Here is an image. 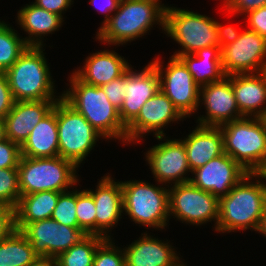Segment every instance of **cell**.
I'll use <instances>...</instances> for the list:
<instances>
[{
  "mask_svg": "<svg viewBox=\"0 0 266 266\" xmlns=\"http://www.w3.org/2000/svg\"><path fill=\"white\" fill-rule=\"evenodd\" d=\"M266 5V0H226L224 8L230 14L248 13Z\"/></svg>",
  "mask_w": 266,
  "mask_h": 266,
  "instance_id": "74e56055",
  "label": "cell"
},
{
  "mask_svg": "<svg viewBox=\"0 0 266 266\" xmlns=\"http://www.w3.org/2000/svg\"><path fill=\"white\" fill-rule=\"evenodd\" d=\"M15 230L14 208L0 204V241Z\"/></svg>",
  "mask_w": 266,
  "mask_h": 266,
  "instance_id": "60d3db41",
  "label": "cell"
},
{
  "mask_svg": "<svg viewBox=\"0 0 266 266\" xmlns=\"http://www.w3.org/2000/svg\"><path fill=\"white\" fill-rule=\"evenodd\" d=\"M21 158V148L8 138L0 142V169L17 168Z\"/></svg>",
  "mask_w": 266,
  "mask_h": 266,
  "instance_id": "d590c367",
  "label": "cell"
},
{
  "mask_svg": "<svg viewBox=\"0 0 266 266\" xmlns=\"http://www.w3.org/2000/svg\"><path fill=\"white\" fill-rule=\"evenodd\" d=\"M106 238L99 235H87L79 243L60 253L56 258V266H93L97 247Z\"/></svg>",
  "mask_w": 266,
  "mask_h": 266,
  "instance_id": "f546056e",
  "label": "cell"
},
{
  "mask_svg": "<svg viewBox=\"0 0 266 266\" xmlns=\"http://www.w3.org/2000/svg\"><path fill=\"white\" fill-rule=\"evenodd\" d=\"M83 69L73 74L85 84L102 86L121 77L129 68L128 62L115 51L103 50L86 58Z\"/></svg>",
  "mask_w": 266,
  "mask_h": 266,
  "instance_id": "7402d4cb",
  "label": "cell"
},
{
  "mask_svg": "<svg viewBox=\"0 0 266 266\" xmlns=\"http://www.w3.org/2000/svg\"><path fill=\"white\" fill-rule=\"evenodd\" d=\"M57 101H15L3 119L6 138L21 147L36 124L53 109Z\"/></svg>",
  "mask_w": 266,
  "mask_h": 266,
  "instance_id": "d6986e66",
  "label": "cell"
},
{
  "mask_svg": "<svg viewBox=\"0 0 266 266\" xmlns=\"http://www.w3.org/2000/svg\"><path fill=\"white\" fill-rule=\"evenodd\" d=\"M20 196L18 169H0V204L15 209Z\"/></svg>",
  "mask_w": 266,
  "mask_h": 266,
  "instance_id": "d6a6232c",
  "label": "cell"
},
{
  "mask_svg": "<svg viewBox=\"0 0 266 266\" xmlns=\"http://www.w3.org/2000/svg\"><path fill=\"white\" fill-rule=\"evenodd\" d=\"M200 96L207 115L198 117V125L220 127L225 123L243 118L228 76L221 81L200 87Z\"/></svg>",
  "mask_w": 266,
  "mask_h": 266,
  "instance_id": "e0dca14e",
  "label": "cell"
},
{
  "mask_svg": "<svg viewBox=\"0 0 266 266\" xmlns=\"http://www.w3.org/2000/svg\"><path fill=\"white\" fill-rule=\"evenodd\" d=\"M101 87L111 104L120 110L126 96L124 91V74Z\"/></svg>",
  "mask_w": 266,
  "mask_h": 266,
  "instance_id": "8d00e7d4",
  "label": "cell"
},
{
  "mask_svg": "<svg viewBox=\"0 0 266 266\" xmlns=\"http://www.w3.org/2000/svg\"><path fill=\"white\" fill-rule=\"evenodd\" d=\"M38 259L31 243L18 230L0 241V266H29Z\"/></svg>",
  "mask_w": 266,
  "mask_h": 266,
  "instance_id": "f1b7e54d",
  "label": "cell"
},
{
  "mask_svg": "<svg viewBox=\"0 0 266 266\" xmlns=\"http://www.w3.org/2000/svg\"><path fill=\"white\" fill-rule=\"evenodd\" d=\"M15 31L0 21V71L9 69L28 47Z\"/></svg>",
  "mask_w": 266,
  "mask_h": 266,
  "instance_id": "4dcf8cb0",
  "label": "cell"
},
{
  "mask_svg": "<svg viewBox=\"0 0 266 266\" xmlns=\"http://www.w3.org/2000/svg\"><path fill=\"white\" fill-rule=\"evenodd\" d=\"M51 218L59 224L78 227L76 216V190L62 192L57 200Z\"/></svg>",
  "mask_w": 266,
  "mask_h": 266,
  "instance_id": "836d02e7",
  "label": "cell"
},
{
  "mask_svg": "<svg viewBox=\"0 0 266 266\" xmlns=\"http://www.w3.org/2000/svg\"><path fill=\"white\" fill-rule=\"evenodd\" d=\"M258 233H262L263 235L266 236V207H265V211L262 216V221H261Z\"/></svg>",
  "mask_w": 266,
  "mask_h": 266,
  "instance_id": "bcb514c9",
  "label": "cell"
},
{
  "mask_svg": "<svg viewBox=\"0 0 266 266\" xmlns=\"http://www.w3.org/2000/svg\"><path fill=\"white\" fill-rule=\"evenodd\" d=\"M94 191L87 190L94 198L96 209V235L111 238L107 229L118 223L123 213L121 182H115L111 176L102 177Z\"/></svg>",
  "mask_w": 266,
  "mask_h": 266,
  "instance_id": "ffe728a7",
  "label": "cell"
},
{
  "mask_svg": "<svg viewBox=\"0 0 266 266\" xmlns=\"http://www.w3.org/2000/svg\"><path fill=\"white\" fill-rule=\"evenodd\" d=\"M191 173L195 174L189 180L192 185L220 199L249 172L224 152Z\"/></svg>",
  "mask_w": 266,
  "mask_h": 266,
  "instance_id": "9a60e30c",
  "label": "cell"
},
{
  "mask_svg": "<svg viewBox=\"0 0 266 266\" xmlns=\"http://www.w3.org/2000/svg\"><path fill=\"white\" fill-rule=\"evenodd\" d=\"M169 215L192 225H202L219 219L220 199L190 182L173 185L168 189Z\"/></svg>",
  "mask_w": 266,
  "mask_h": 266,
  "instance_id": "30bf717a",
  "label": "cell"
},
{
  "mask_svg": "<svg viewBox=\"0 0 266 266\" xmlns=\"http://www.w3.org/2000/svg\"><path fill=\"white\" fill-rule=\"evenodd\" d=\"M76 216L79 229L87 235H96L95 203L93 196L87 190H76Z\"/></svg>",
  "mask_w": 266,
  "mask_h": 266,
  "instance_id": "1f68e13d",
  "label": "cell"
},
{
  "mask_svg": "<svg viewBox=\"0 0 266 266\" xmlns=\"http://www.w3.org/2000/svg\"><path fill=\"white\" fill-rule=\"evenodd\" d=\"M42 46H28L5 71L15 101L59 100L54 98V83Z\"/></svg>",
  "mask_w": 266,
  "mask_h": 266,
  "instance_id": "5b68a950",
  "label": "cell"
},
{
  "mask_svg": "<svg viewBox=\"0 0 266 266\" xmlns=\"http://www.w3.org/2000/svg\"><path fill=\"white\" fill-rule=\"evenodd\" d=\"M164 31L183 48L173 54L174 57L219 45L216 21L193 11L166 7Z\"/></svg>",
  "mask_w": 266,
  "mask_h": 266,
  "instance_id": "52a82bcc",
  "label": "cell"
},
{
  "mask_svg": "<svg viewBox=\"0 0 266 266\" xmlns=\"http://www.w3.org/2000/svg\"><path fill=\"white\" fill-rule=\"evenodd\" d=\"M181 261L179 260L177 263H175L173 266H187V265H185L183 262H181Z\"/></svg>",
  "mask_w": 266,
  "mask_h": 266,
  "instance_id": "c3c4849f",
  "label": "cell"
},
{
  "mask_svg": "<svg viewBox=\"0 0 266 266\" xmlns=\"http://www.w3.org/2000/svg\"><path fill=\"white\" fill-rule=\"evenodd\" d=\"M159 89V74L151 62L141 72L135 73L130 67L124 73L126 96L119 110V117L126 127L137 117L145 102Z\"/></svg>",
  "mask_w": 266,
  "mask_h": 266,
  "instance_id": "ac0fdd59",
  "label": "cell"
},
{
  "mask_svg": "<svg viewBox=\"0 0 266 266\" xmlns=\"http://www.w3.org/2000/svg\"><path fill=\"white\" fill-rule=\"evenodd\" d=\"M121 186L123 212L133 222L156 229L167 225L170 218L168 189L135 180L121 182Z\"/></svg>",
  "mask_w": 266,
  "mask_h": 266,
  "instance_id": "ba28073f",
  "label": "cell"
},
{
  "mask_svg": "<svg viewBox=\"0 0 266 266\" xmlns=\"http://www.w3.org/2000/svg\"><path fill=\"white\" fill-rule=\"evenodd\" d=\"M97 0H91L90 3L92 4H97L96 2ZM105 3L104 5L99 6L98 10L102 11V12H107V14H105V21L103 22L102 26L110 19L111 15L109 14L110 12L112 13L113 11L115 12L118 9L120 0H104ZM102 3V2H101ZM98 6V4H97ZM96 7V6H95Z\"/></svg>",
  "mask_w": 266,
  "mask_h": 266,
  "instance_id": "ee69618b",
  "label": "cell"
},
{
  "mask_svg": "<svg viewBox=\"0 0 266 266\" xmlns=\"http://www.w3.org/2000/svg\"><path fill=\"white\" fill-rule=\"evenodd\" d=\"M221 63L226 76L262 72L266 65V39L244 30L235 42L221 48Z\"/></svg>",
  "mask_w": 266,
  "mask_h": 266,
  "instance_id": "4fadbf2b",
  "label": "cell"
},
{
  "mask_svg": "<svg viewBox=\"0 0 266 266\" xmlns=\"http://www.w3.org/2000/svg\"><path fill=\"white\" fill-rule=\"evenodd\" d=\"M179 58L199 87L221 81L226 76L222 68L219 45L200 49L194 54L181 55Z\"/></svg>",
  "mask_w": 266,
  "mask_h": 266,
  "instance_id": "4316f807",
  "label": "cell"
},
{
  "mask_svg": "<svg viewBox=\"0 0 266 266\" xmlns=\"http://www.w3.org/2000/svg\"><path fill=\"white\" fill-rule=\"evenodd\" d=\"M14 103L15 100L10 90L7 76L5 72L0 71V119L5 118L13 108Z\"/></svg>",
  "mask_w": 266,
  "mask_h": 266,
  "instance_id": "f35d334b",
  "label": "cell"
},
{
  "mask_svg": "<svg viewBox=\"0 0 266 266\" xmlns=\"http://www.w3.org/2000/svg\"><path fill=\"white\" fill-rule=\"evenodd\" d=\"M93 266H126L124 250L115 248L111 238H106L97 247Z\"/></svg>",
  "mask_w": 266,
  "mask_h": 266,
  "instance_id": "e575fe53",
  "label": "cell"
},
{
  "mask_svg": "<svg viewBox=\"0 0 266 266\" xmlns=\"http://www.w3.org/2000/svg\"><path fill=\"white\" fill-rule=\"evenodd\" d=\"M59 156L77 168L102 135L62 98L56 102Z\"/></svg>",
  "mask_w": 266,
  "mask_h": 266,
  "instance_id": "9c48e42d",
  "label": "cell"
},
{
  "mask_svg": "<svg viewBox=\"0 0 266 266\" xmlns=\"http://www.w3.org/2000/svg\"><path fill=\"white\" fill-rule=\"evenodd\" d=\"M159 1L120 0L114 15L98 29L96 39L119 46L144 36L156 22L164 30L166 6Z\"/></svg>",
  "mask_w": 266,
  "mask_h": 266,
  "instance_id": "7a4b0ae2",
  "label": "cell"
},
{
  "mask_svg": "<svg viewBox=\"0 0 266 266\" xmlns=\"http://www.w3.org/2000/svg\"><path fill=\"white\" fill-rule=\"evenodd\" d=\"M146 154L152 174L160 184H170V181H174V185L189 182L190 178L184 175L191 172V169L184 143L180 139H167L153 146Z\"/></svg>",
  "mask_w": 266,
  "mask_h": 266,
  "instance_id": "2e32d148",
  "label": "cell"
},
{
  "mask_svg": "<svg viewBox=\"0 0 266 266\" xmlns=\"http://www.w3.org/2000/svg\"><path fill=\"white\" fill-rule=\"evenodd\" d=\"M72 2V0H35L34 4L63 17L62 12L69 9Z\"/></svg>",
  "mask_w": 266,
  "mask_h": 266,
  "instance_id": "7bdbcfd3",
  "label": "cell"
},
{
  "mask_svg": "<svg viewBox=\"0 0 266 266\" xmlns=\"http://www.w3.org/2000/svg\"><path fill=\"white\" fill-rule=\"evenodd\" d=\"M6 139L5 135V124L3 119H0V142Z\"/></svg>",
  "mask_w": 266,
  "mask_h": 266,
  "instance_id": "7dc6e473",
  "label": "cell"
},
{
  "mask_svg": "<svg viewBox=\"0 0 266 266\" xmlns=\"http://www.w3.org/2000/svg\"><path fill=\"white\" fill-rule=\"evenodd\" d=\"M151 63L159 74L161 91L172 101L178 111L185 118L197 112L202 102L200 87L194 82L184 62L178 57L171 56L164 71L161 61L157 58Z\"/></svg>",
  "mask_w": 266,
  "mask_h": 266,
  "instance_id": "8fae6325",
  "label": "cell"
},
{
  "mask_svg": "<svg viewBox=\"0 0 266 266\" xmlns=\"http://www.w3.org/2000/svg\"><path fill=\"white\" fill-rule=\"evenodd\" d=\"M20 232L39 258L54 259L87 236L82 229L59 224L52 218L27 223Z\"/></svg>",
  "mask_w": 266,
  "mask_h": 266,
  "instance_id": "7c38bea8",
  "label": "cell"
},
{
  "mask_svg": "<svg viewBox=\"0 0 266 266\" xmlns=\"http://www.w3.org/2000/svg\"><path fill=\"white\" fill-rule=\"evenodd\" d=\"M224 152L249 173L266 168V118L243 117L220 126Z\"/></svg>",
  "mask_w": 266,
  "mask_h": 266,
  "instance_id": "277c9868",
  "label": "cell"
},
{
  "mask_svg": "<svg viewBox=\"0 0 266 266\" xmlns=\"http://www.w3.org/2000/svg\"><path fill=\"white\" fill-rule=\"evenodd\" d=\"M243 117L266 118V78L262 72L228 75ZM253 114V115H252Z\"/></svg>",
  "mask_w": 266,
  "mask_h": 266,
  "instance_id": "44dd1931",
  "label": "cell"
},
{
  "mask_svg": "<svg viewBox=\"0 0 266 266\" xmlns=\"http://www.w3.org/2000/svg\"><path fill=\"white\" fill-rule=\"evenodd\" d=\"M248 30L266 39V5L247 13Z\"/></svg>",
  "mask_w": 266,
  "mask_h": 266,
  "instance_id": "ab89813d",
  "label": "cell"
},
{
  "mask_svg": "<svg viewBox=\"0 0 266 266\" xmlns=\"http://www.w3.org/2000/svg\"><path fill=\"white\" fill-rule=\"evenodd\" d=\"M185 118L172 101L159 89V91L141 107L137 117L126 127L127 143L140 141L146 133L154 132L156 139L162 140L165 136L161 128L171 121Z\"/></svg>",
  "mask_w": 266,
  "mask_h": 266,
  "instance_id": "5bb4252c",
  "label": "cell"
},
{
  "mask_svg": "<svg viewBox=\"0 0 266 266\" xmlns=\"http://www.w3.org/2000/svg\"><path fill=\"white\" fill-rule=\"evenodd\" d=\"M70 91L61 96L105 139L115 138L127 143L126 126L119 117V110L108 100L101 86H91L80 81L74 74L70 77Z\"/></svg>",
  "mask_w": 266,
  "mask_h": 266,
  "instance_id": "3957f363",
  "label": "cell"
},
{
  "mask_svg": "<svg viewBox=\"0 0 266 266\" xmlns=\"http://www.w3.org/2000/svg\"><path fill=\"white\" fill-rule=\"evenodd\" d=\"M123 250L126 266H173L180 260L172 245L147 233Z\"/></svg>",
  "mask_w": 266,
  "mask_h": 266,
  "instance_id": "cb8c5ba5",
  "label": "cell"
},
{
  "mask_svg": "<svg viewBox=\"0 0 266 266\" xmlns=\"http://www.w3.org/2000/svg\"><path fill=\"white\" fill-rule=\"evenodd\" d=\"M216 28H217V39L220 48L235 42L240 34L241 31L238 32L237 28L232 25L230 26H223L221 23L216 21Z\"/></svg>",
  "mask_w": 266,
  "mask_h": 266,
  "instance_id": "b9f144b4",
  "label": "cell"
},
{
  "mask_svg": "<svg viewBox=\"0 0 266 266\" xmlns=\"http://www.w3.org/2000/svg\"><path fill=\"white\" fill-rule=\"evenodd\" d=\"M29 266H56L54 258H39L35 263Z\"/></svg>",
  "mask_w": 266,
  "mask_h": 266,
  "instance_id": "f6af8a7d",
  "label": "cell"
},
{
  "mask_svg": "<svg viewBox=\"0 0 266 266\" xmlns=\"http://www.w3.org/2000/svg\"><path fill=\"white\" fill-rule=\"evenodd\" d=\"M21 156L45 158L59 156L56 103L53 109L39 121L23 143Z\"/></svg>",
  "mask_w": 266,
  "mask_h": 266,
  "instance_id": "d4e9b609",
  "label": "cell"
},
{
  "mask_svg": "<svg viewBox=\"0 0 266 266\" xmlns=\"http://www.w3.org/2000/svg\"><path fill=\"white\" fill-rule=\"evenodd\" d=\"M253 177L258 179L256 183L249 181ZM259 178H262V173H248L226 196L220 198L215 231L259 230L266 207V183Z\"/></svg>",
  "mask_w": 266,
  "mask_h": 266,
  "instance_id": "6da1fadb",
  "label": "cell"
},
{
  "mask_svg": "<svg viewBox=\"0 0 266 266\" xmlns=\"http://www.w3.org/2000/svg\"><path fill=\"white\" fill-rule=\"evenodd\" d=\"M195 128L187 138L181 140L187 152L191 172L224 153L220 127L198 125Z\"/></svg>",
  "mask_w": 266,
  "mask_h": 266,
  "instance_id": "603a6c76",
  "label": "cell"
},
{
  "mask_svg": "<svg viewBox=\"0 0 266 266\" xmlns=\"http://www.w3.org/2000/svg\"><path fill=\"white\" fill-rule=\"evenodd\" d=\"M61 193L42 191L21 195L14 209L15 230L20 231L27 223L51 218Z\"/></svg>",
  "mask_w": 266,
  "mask_h": 266,
  "instance_id": "83f0119b",
  "label": "cell"
},
{
  "mask_svg": "<svg viewBox=\"0 0 266 266\" xmlns=\"http://www.w3.org/2000/svg\"><path fill=\"white\" fill-rule=\"evenodd\" d=\"M77 167L60 156L30 158L21 156L18 179L21 195L42 191L66 192L78 182Z\"/></svg>",
  "mask_w": 266,
  "mask_h": 266,
  "instance_id": "8992f818",
  "label": "cell"
},
{
  "mask_svg": "<svg viewBox=\"0 0 266 266\" xmlns=\"http://www.w3.org/2000/svg\"><path fill=\"white\" fill-rule=\"evenodd\" d=\"M262 73L264 74V76L266 78V65L264 66Z\"/></svg>",
  "mask_w": 266,
  "mask_h": 266,
  "instance_id": "681fc988",
  "label": "cell"
},
{
  "mask_svg": "<svg viewBox=\"0 0 266 266\" xmlns=\"http://www.w3.org/2000/svg\"><path fill=\"white\" fill-rule=\"evenodd\" d=\"M17 15L18 24L29 34V38H23L28 46H43L40 40L42 35L45 36L58 30L64 21L58 14L40 8L34 3L26 4Z\"/></svg>",
  "mask_w": 266,
  "mask_h": 266,
  "instance_id": "484cf974",
  "label": "cell"
}]
</instances>
